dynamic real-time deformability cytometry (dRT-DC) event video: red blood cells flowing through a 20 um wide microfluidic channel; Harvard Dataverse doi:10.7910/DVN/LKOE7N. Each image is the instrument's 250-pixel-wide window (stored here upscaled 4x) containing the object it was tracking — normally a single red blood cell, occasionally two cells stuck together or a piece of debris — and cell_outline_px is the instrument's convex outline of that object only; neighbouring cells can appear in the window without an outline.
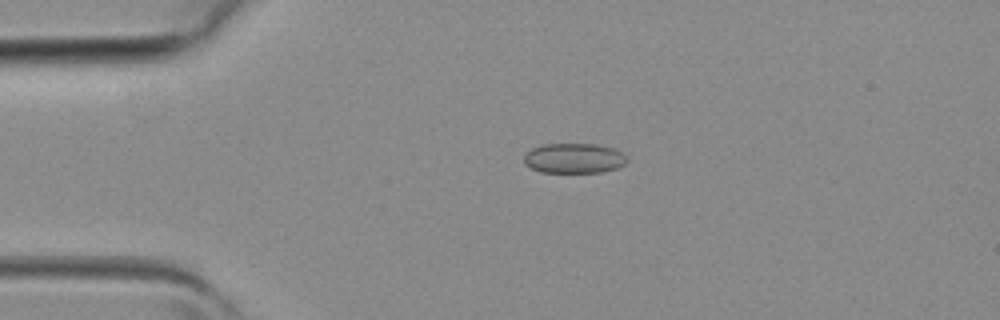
{"species": "common noctule bat (a hibernating species)", "species_latin": "Nyctalus noctula", "temperature_condition": "room temperature", "stored_images_in_passage": 5, "camera_frame_rate_fps": 3000, "um_per_image_px": 0.085, "animal": {"sex": "female", "body_mass_g": 19.3, "forearm_length_mm": 54.1}, "frame": {"image": 1, "passage_image": 3, "time_ms": 0.667, "image_size_px": [1000, 320], "cell_outline_px": [[628, 160], [624, 164], [616, 168], [600, 172], [540, 172], [524, 164], [524, 156], [532, 148], [544, 144], [596, 144], [612, 148], [620, 152]], "centroid_in_image_um": [48.76, 13.45], "position_along_channel_um": 36.2, "area_um2": 17.8}}
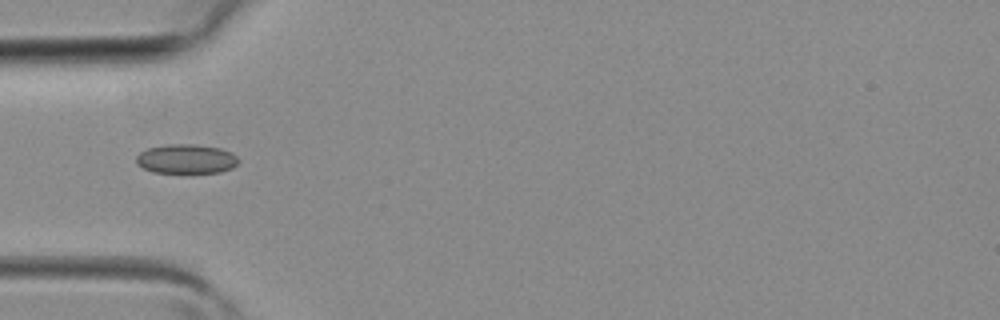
{"frame": {"image": 2, "passage_image": 4, "time_ms": 1.0, "image_size_px": [1000, 320], "cell_outline_px": [[240, 160], [232, 168], [220, 172], [152, 172], [136, 164], [136, 156], [140, 152], [148, 148], [168, 144], [196, 144], [220, 148], [232, 152]], "centroid_in_image_um": [15.83, 13.5], "position_along_channel_um": 69.2, "area_um2": 17.46}}
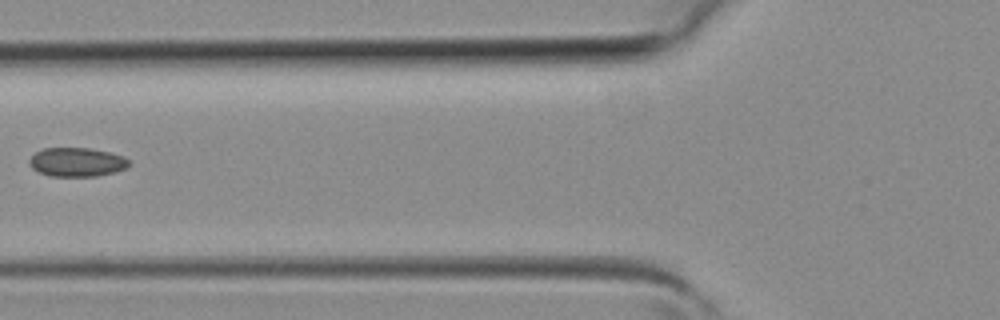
{"frame": {"image": 3, "passage_image": 5, "time_ms": 1.333, "image_size_px": [1000, 320], "cell_outline_px": [[132, 164], [128, 168], [116, 172], [96, 176], [52, 176], [40, 172], [32, 168], [28, 164], [28, 160], [36, 152], [44, 148], [88, 148], [112, 152], [124, 156]], "centroid_in_image_um": [6.58, 13.77], "position_along_channel_um": 119.2, "area_um2": 16.99}}